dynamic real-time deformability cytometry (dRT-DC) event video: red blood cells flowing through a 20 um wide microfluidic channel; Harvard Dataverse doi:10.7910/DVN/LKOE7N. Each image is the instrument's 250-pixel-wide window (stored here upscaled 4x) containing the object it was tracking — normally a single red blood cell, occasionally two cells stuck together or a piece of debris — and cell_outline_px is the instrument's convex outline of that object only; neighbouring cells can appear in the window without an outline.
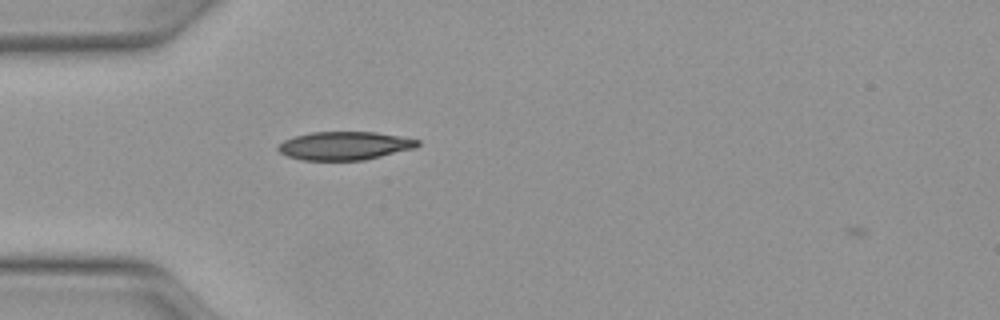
{"species": "Egyptian fruit bat (a non-hibernating species)", "species_latin": "Rousettus aegyptiacus", "temperature_condition": "warm", "stored_images_in_passage": 3, "camera_frame_rate_fps": 3000, "um_per_image_px": 0.085, "animal": {"sex": "female"}, "frame": {"image": 1, "passage_image": 2, "time_ms": 0.333, "image_size_px": [1000, 320], "cell_outline_px": [[420, 144], [416, 148], [364, 160], [300, 160], [288, 156], [280, 152], [276, 148], [284, 140], [296, 136], [312, 132], [376, 132], [420, 140]], "centroid_in_image_um": [29.3, 12.39], "position_along_channel_um": 55.7, "area_um2": 22.95}}